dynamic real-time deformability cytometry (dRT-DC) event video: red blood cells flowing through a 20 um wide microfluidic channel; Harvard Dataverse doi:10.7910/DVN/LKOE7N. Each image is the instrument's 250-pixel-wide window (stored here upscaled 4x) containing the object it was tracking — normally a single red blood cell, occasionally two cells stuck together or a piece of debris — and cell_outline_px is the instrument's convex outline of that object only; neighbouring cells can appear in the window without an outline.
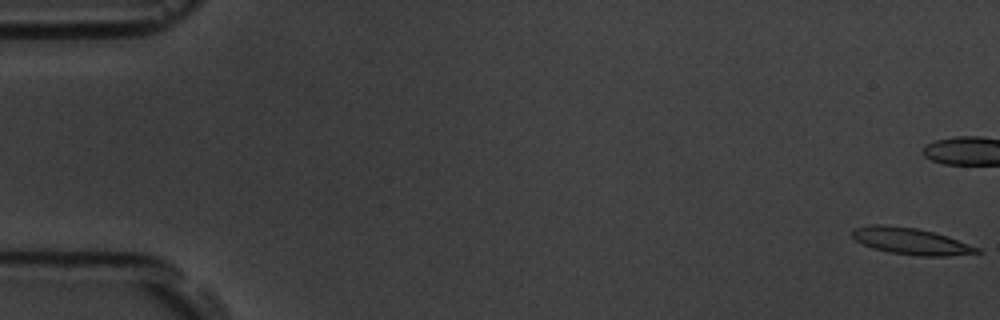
{"species": "common noctule bat (a hibernating species)", "species_latin": "Nyctalus noctula", "temperature_condition": "room temperature", "stored_images_in_passage": 58, "camera_frame_rate_fps": 3000, "um_per_image_px": 0.085, "animal": {"sex": "male", "body_mass_g": 19.5, "forearm_length_mm": 54.6}, "frame": {"image": 1, "passage_image": 1, "time_ms": 0.0, "image_size_px": [1000, 320], "cell_outline_px": [[984, 252], [948, 256], [920, 256], [888, 252], [872, 248], [856, 240], [852, 236], [852, 228], [872, 224], [884, 224], [916, 228], [948, 236], [980, 248]], "centroid_in_image_um": [77.43, 20.5], "position_along_channel_um": 7.6, "area_um2": 19.42}, "authors_computed_cell_mechanics": {"area_um2": 19.1896, "velocity_mm_per_s": 3.6239, "shape_relaxation_time_tau1_ms": 11.0568, "shape_relaxation_time_tau2_ms": 4.8826, "deformation_change_tau1": 0.2453, "deformation_change_tau2": 0.1584}}